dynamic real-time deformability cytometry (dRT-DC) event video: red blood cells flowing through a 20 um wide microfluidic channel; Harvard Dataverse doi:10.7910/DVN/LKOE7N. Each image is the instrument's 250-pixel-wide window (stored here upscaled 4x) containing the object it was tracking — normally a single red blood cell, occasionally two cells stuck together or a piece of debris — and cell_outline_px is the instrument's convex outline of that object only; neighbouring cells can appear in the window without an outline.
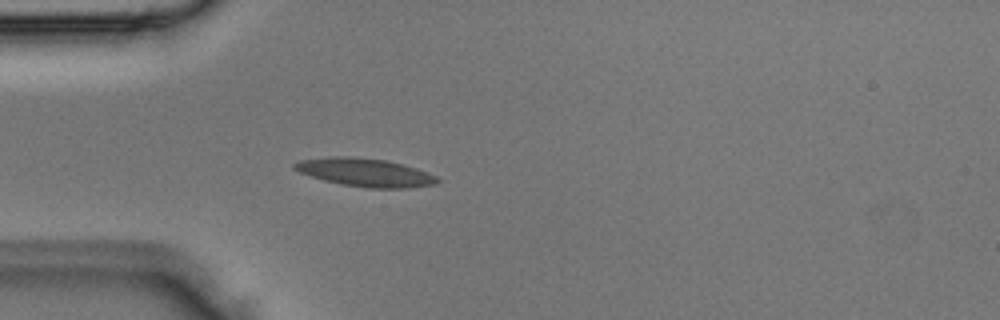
{"species": "Egyptian fruit bat (a non-hibernating species)", "species_latin": "Rousettus aegyptiacus", "temperature_condition": "room temperature", "stored_images_in_passage": 3, "camera_frame_rate_fps": 3000, "um_per_image_px": 0.085, "animal": {"sex": "male"}, "frame": {"image": 1, "passage_image": 3, "time_ms": 0.667, "image_size_px": [1000, 320], "cell_outline_px": [[440, 180], [436, 184], [408, 188], [368, 188], [340, 184], [324, 180], [300, 172], [292, 168], [292, 164], [300, 160], [332, 156], [348, 156], [384, 160], [416, 168], [436, 176]], "centroid_in_image_um": [31.02, 14.66], "position_along_channel_um": 54.0, "area_um2": 23.29}}